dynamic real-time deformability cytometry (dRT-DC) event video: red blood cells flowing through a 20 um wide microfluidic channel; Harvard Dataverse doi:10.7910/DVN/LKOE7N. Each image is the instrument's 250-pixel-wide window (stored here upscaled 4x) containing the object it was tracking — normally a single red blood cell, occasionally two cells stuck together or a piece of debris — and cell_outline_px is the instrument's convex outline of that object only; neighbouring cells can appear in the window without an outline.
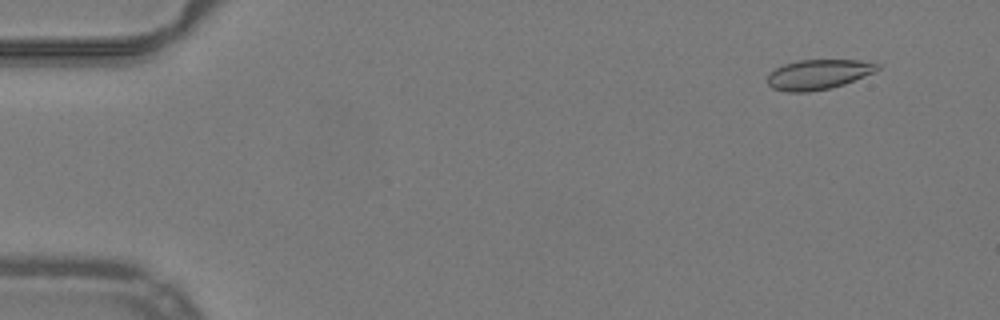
{"species": "common noctule bat (a hibernating species)", "species_latin": "Nyctalus noctula", "temperature_condition": "warm", "stored_images_in_passage": 51, "camera_frame_rate_fps": 3000, "um_per_image_px": 0.085, "animal": {"sex": "male", "body_mass_g": 19.2, "forearm_length_mm": 51.8}, "frame": {"image": 1, "passage_image": 3, "time_ms": 0.667, "image_size_px": [1000, 320], "cell_outline_px": [[880, 68], [872, 72], [844, 84], [828, 88], [808, 92], [788, 92], [772, 88], [768, 84], [768, 76], [776, 68], [784, 64], [800, 60], [860, 60], [880, 64]], "centroid_in_image_um": [69.54, 6.32], "position_along_channel_um": 15.5, "area_um2": 18.84}}
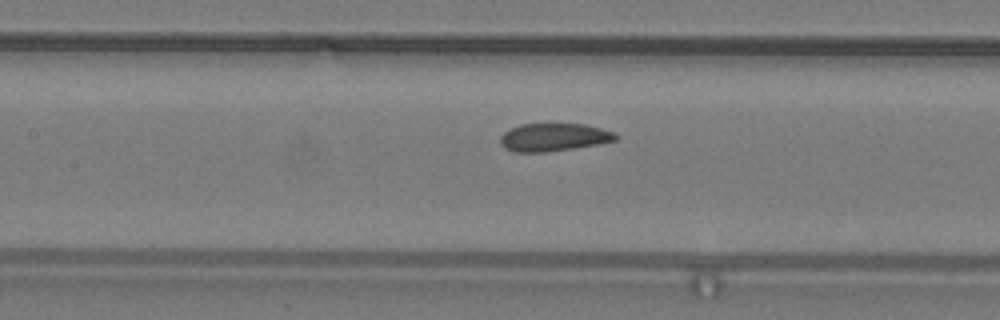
{"frame": {"image": 2, "passage_image": 23, "time_ms": 7.333, "image_size_px": [1000, 320], "cell_outline_px": [[620, 136], [616, 140], [596, 144], [572, 148], [544, 152], [516, 152], [504, 148], [500, 144], [500, 136], [504, 132], [520, 124], [584, 124], [616, 132]], "centroid_in_image_um": [47.06, 11.66], "position_along_channel_um": 160.3, "area_um2": 18.67}}
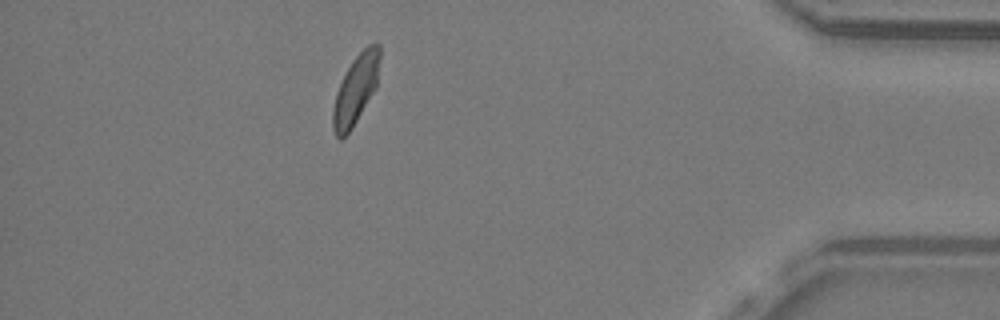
{"frame": {"image": 3, "passage_image": 45, "time_ms": 14.667, "image_size_px": [1000, 320], "cell_outline_px": [[380, 60], [376, 88], [352, 128], [340, 140], [336, 136], [332, 128], [332, 108], [336, 92], [352, 60], [368, 44], [380, 44]], "centroid_in_image_um": [30.23, 7.62], "position_along_channel_um": 405.0, "area_um2": 18.79}, "authors_computed_cell_mechanics": {"area_um2": 19.2474, "velocity_mm_per_s": 3.9826, "shape_relaxation_time_tau1_ms": 5.661, "shape_relaxation_time_tau2_ms": 2.6123, "deformation_change_tau1": 0.1014, "deformation_change_tau2": 0.065}}